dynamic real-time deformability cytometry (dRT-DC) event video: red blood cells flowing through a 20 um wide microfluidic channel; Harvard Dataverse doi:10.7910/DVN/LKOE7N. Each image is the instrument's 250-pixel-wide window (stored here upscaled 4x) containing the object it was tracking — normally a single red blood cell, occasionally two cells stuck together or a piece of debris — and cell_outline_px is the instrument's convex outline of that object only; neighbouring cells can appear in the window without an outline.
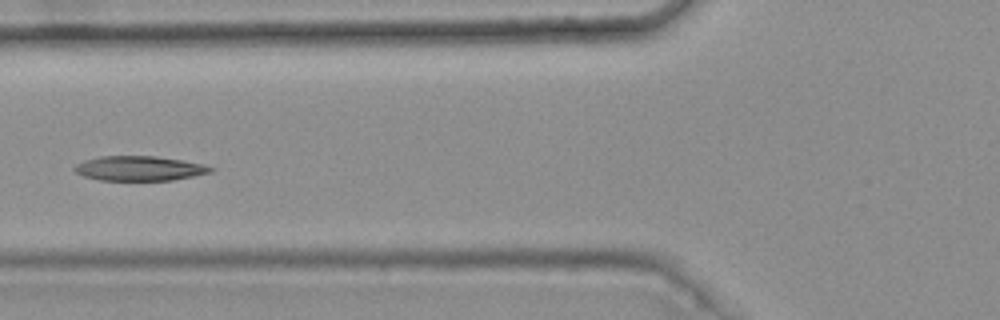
{"species": "common noctule bat (a hibernating species)", "species_latin": "Nyctalus noctula", "temperature_condition": "warm", "stored_images_in_passage": 6, "camera_frame_rate_fps": 3000, "um_per_image_px": 0.085, "animal": {"sex": "female", "body_mass_g": 25.1}, "frame": {"image": 1, "passage_image": 6, "time_ms": 1.667, "image_size_px": [1000, 320], "cell_outline_px": [[216, 168], [212, 172], [172, 180], [100, 180], [84, 176], [76, 172], [72, 168], [76, 164], [84, 160], [100, 156], [156, 156], [204, 164]], "centroid_in_image_um": [11.84, 14.31], "position_along_channel_um": 114.0, "area_um2": 19.54}}